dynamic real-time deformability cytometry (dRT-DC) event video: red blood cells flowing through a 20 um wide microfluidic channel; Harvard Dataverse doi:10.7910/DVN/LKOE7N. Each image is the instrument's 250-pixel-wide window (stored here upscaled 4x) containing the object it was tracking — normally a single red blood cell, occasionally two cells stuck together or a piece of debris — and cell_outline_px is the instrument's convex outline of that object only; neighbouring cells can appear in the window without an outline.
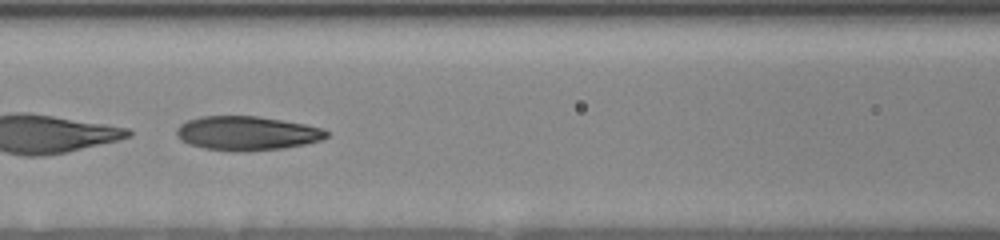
{"species": "human", "species_latin": "Homo sapiens", "temperature_condition": "room temperature", "stored_images_in_passage": 31, "segment_of_instrument_passage": [2, 2], "camera_frame_rate_fps": 3000, "um_per_image_px": 0.085, "donor": {"sex": "female"}, "frame": {"image": 1, "passage_image": 10, "time_ms": 3.333, "image_size_px": [1000, 240], "cell_outline_px": [[328, 136], [320, 140], [304, 144], [284, 148], [236, 152], [204, 148], [188, 144], [180, 140], [176, 132], [176, 128], [180, 124], [188, 120], [200, 116], [256, 116], [304, 124], [320, 128], [328, 132]], "centroid_in_image_um": [20.94, 11.33], "position_along_channel_um": 145.7, "area_um2": 29.65}}
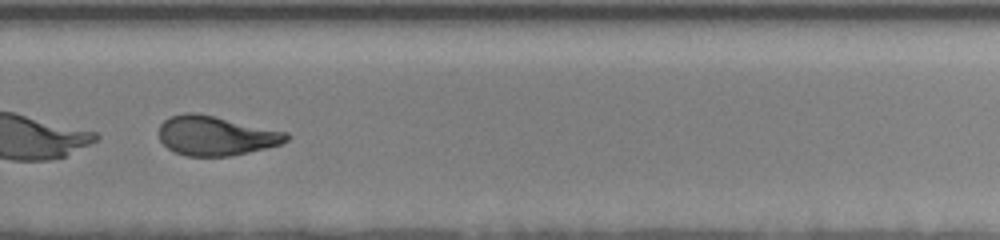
{"frame": {"image": 2, "passage_image": 20, "time_ms": 7.667, "image_size_px": [1000, 240], "cell_outline_px": [[292, 136], [288, 140], [280, 144], [232, 156], [188, 156], [176, 152], [168, 148], [160, 140], [160, 124], [168, 116], [184, 112], [196, 112], [288, 132]], "centroid_in_image_um": [18.35, 11.52], "position_along_channel_um": 311.5, "area_um2": 29.36}}
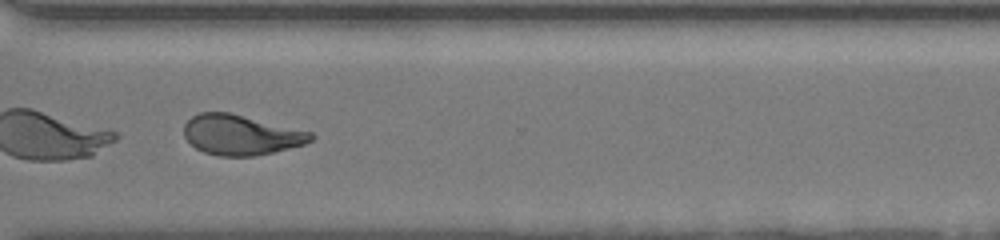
{"frame": {"image": 3, "passage_image": 22, "time_ms": 8.667, "image_size_px": [1000, 240], "cell_outline_px": [[316, 136], [312, 140], [304, 144], [272, 152], [252, 156], [220, 156], [204, 152], [196, 148], [184, 136], [184, 124], [192, 116], [200, 112], [228, 112], [312, 132]], "centroid_in_image_um": [20.47, 11.46], "position_along_channel_um": 350.1, "area_um2": 29.42}}